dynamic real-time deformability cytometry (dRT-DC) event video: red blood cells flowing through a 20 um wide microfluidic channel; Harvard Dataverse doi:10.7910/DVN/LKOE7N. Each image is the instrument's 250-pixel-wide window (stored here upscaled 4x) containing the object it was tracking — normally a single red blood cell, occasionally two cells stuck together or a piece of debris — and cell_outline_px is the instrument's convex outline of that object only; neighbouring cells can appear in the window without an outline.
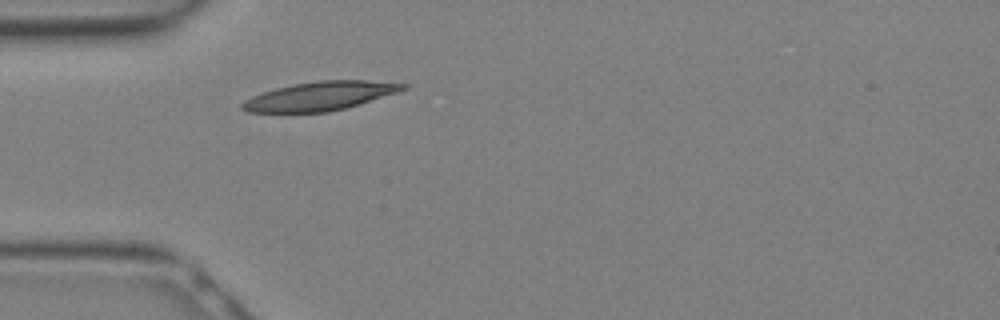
{"species": "Egyptian fruit bat (a non-hibernating species)", "species_latin": "Rousettus aegyptiacus", "temperature_condition": "warm", "stored_images_in_passage": 3, "camera_frame_rate_fps": 3000, "um_per_image_px": 0.085, "animal": {"sex": "female"}, "frame": {"image": 1, "passage_image": 1, "time_ms": 0.0, "image_size_px": [1000, 320], "cell_outline_px": [[412, 84], [408, 88], [360, 104], [328, 112], [248, 112], [240, 108], [240, 104], [244, 100], [252, 96], [276, 88], [296, 84], [320, 80], [368, 80]], "centroid_in_image_um": [27.22, 8.16], "position_along_channel_um": 57.8, "area_um2": 26.82}}
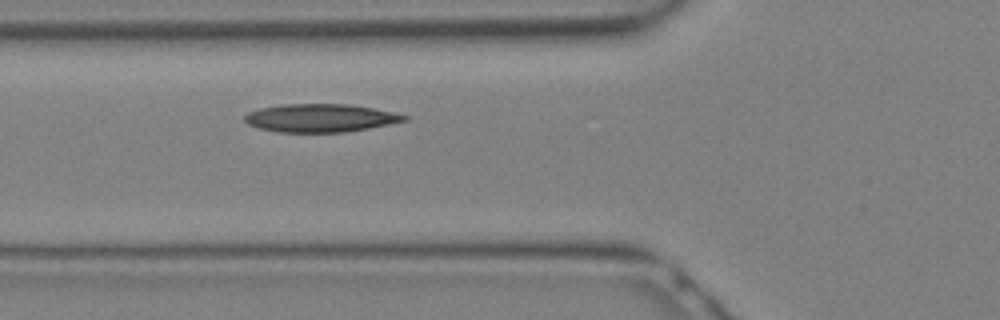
{"frame": {"image": 2, "passage_image": 3, "time_ms": 0.667, "image_size_px": [1000, 320], "cell_outline_px": [[408, 120], [348, 132], [276, 132], [260, 128], [248, 124], [244, 120], [244, 116], [248, 112], [260, 108], [284, 104], [348, 104], [396, 112], [408, 116]], "centroid_in_image_um": [27.23, 10.03], "position_along_channel_um": 98.6, "area_um2": 26.13}}